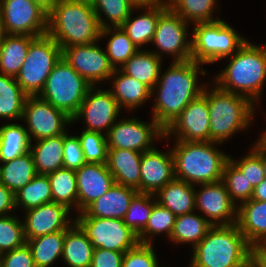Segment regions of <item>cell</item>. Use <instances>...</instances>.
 Here are the masks:
<instances>
[{"mask_svg":"<svg viewBox=\"0 0 266 267\" xmlns=\"http://www.w3.org/2000/svg\"><path fill=\"white\" fill-rule=\"evenodd\" d=\"M200 65L193 60L173 61L151 90V95L157 92L152 116L164 130L202 94L205 84L199 86L197 77L199 73L206 75V72Z\"/></svg>","mask_w":266,"mask_h":267,"instance_id":"6da1fadb","label":"cell"},{"mask_svg":"<svg viewBox=\"0 0 266 267\" xmlns=\"http://www.w3.org/2000/svg\"><path fill=\"white\" fill-rule=\"evenodd\" d=\"M101 28L92 4L58 0L47 16V34L61 47L100 40Z\"/></svg>","mask_w":266,"mask_h":267,"instance_id":"7a4b0ae2","label":"cell"},{"mask_svg":"<svg viewBox=\"0 0 266 267\" xmlns=\"http://www.w3.org/2000/svg\"><path fill=\"white\" fill-rule=\"evenodd\" d=\"M229 58V64L220 71L214 84L258 102L266 80V45L258 46L247 40Z\"/></svg>","mask_w":266,"mask_h":267,"instance_id":"3957f363","label":"cell"},{"mask_svg":"<svg viewBox=\"0 0 266 267\" xmlns=\"http://www.w3.org/2000/svg\"><path fill=\"white\" fill-rule=\"evenodd\" d=\"M251 247L237 224L212 226L193 248L189 267H250Z\"/></svg>","mask_w":266,"mask_h":267,"instance_id":"277c9868","label":"cell"},{"mask_svg":"<svg viewBox=\"0 0 266 267\" xmlns=\"http://www.w3.org/2000/svg\"><path fill=\"white\" fill-rule=\"evenodd\" d=\"M172 148L175 178L192 185L215 183L223 178L229 155L218 151L217 142L175 140Z\"/></svg>","mask_w":266,"mask_h":267,"instance_id":"5b68a950","label":"cell"},{"mask_svg":"<svg viewBox=\"0 0 266 267\" xmlns=\"http://www.w3.org/2000/svg\"><path fill=\"white\" fill-rule=\"evenodd\" d=\"M202 95L208 101L210 141L222 144L249 127L255 112V104L249 98L222 90L216 84L209 90L204 87Z\"/></svg>","mask_w":266,"mask_h":267,"instance_id":"8992f818","label":"cell"},{"mask_svg":"<svg viewBox=\"0 0 266 267\" xmlns=\"http://www.w3.org/2000/svg\"><path fill=\"white\" fill-rule=\"evenodd\" d=\"M191 60L209 64L232 56L247 40L221 20L194 24Z\"/></svg>","mask_w":266,"mask_h":267,"instance_id":"52a82bcc","label":"cell"},{"mask_svg":"<svg viewBox=\"0 0 266 267\" xmlns=\"http://www.w3.org/2000/svg\"><path fill=\"white\" fill-rule=\"evenodd\" d=\"M91 86L61 57L38 96L72 118L78 112Z\"/></svg>","mask_w":266,"mask_h":267,"instance_id":"ba28073f","label":"cell"},{"mask_svg":"<svg viewBox=\"0 0 266 267\" xmlns=\"http://www.w3.org/2000/svg\"><path fill=\"white\" fill-rule=\"evenodd\" d=\"M62 57V48L48 34L35 37L16 76L17 83L28 96L40 94L46 79Z\"/></svg>","mask_w":266,"mask_h":267,"instance_id":"9c48e42d","label":"cell"},{"mask_svg":"<svg viewBox=\"0 0 266 267\" xmlns=\"http://www.w3.org/2000/svg\"><path fill=\"white\" fill-rule=\"evenodd\" d=\"M75 223L86 234L93 248L125 253L138 243V236L124 224L123 219L76 217Z\"/></svg>","mask_w":266,"mask_h":267,"instance_id":"30bf717a","label":"cell"},{"mask_svg":"<svg viewBox=\"0 0 266 267\" xmlns=\"http://www.w3.org/2000/svg\"><path fill=\"white\" fill-rule=\"evenodd\" d=\"M22 119L27 122L26 130L31 142L32 137L37 141L65 134L68 132L66 124H72V118L68 114L38 95L26 98Z\"/></svg>","mask_w":266,"mask_h":267,"instance_id":"8fae6325","label":"cell"},{"mask_svg":"<svg viewBox=\"0 0 266 267\" xmlns=\"http://www.w3.org/2000/svg\"><path fill=\"white\" fill-rule=\"evenodd\" d=\"M169 6L159 15L156 31L152 39L158 48L155 53L162 58L161 52L174 55L173 61L191 60V39L188 37L187 24ZM188 38V40H187Z\"/></svg>","mask_w":266,"mask_h":267,"instance_id":"7c38bea8","label":"cell"},{"mask_svg":"<svg viewBox=\"0 0 266 267\" xmlns=\"http://www.w3.org/2000/svg\"><path fill=\"white\" fill-rule=\"evenodd\" d=\"M0 10L7 34H47L48 13L32 0H0Z\"/></svg>","mask_w":266,"mask_h":267,"instance_id":"4fadbf2b","label":"cell"},{"mask_svg":"<svg viewBox=\"0 0 266 267\" xmlns=\"http://www.w3.org/2000/svg\"><path fill=\"white\" fill-rule=\"evenodd\" d=\"M107 136L108 148L127 149L145 152L153 147V139H162L165 130L152 117L145 123L137 118L117 121L109 130Z\"/></svg>","mask_w":266,"mask_h":267,"instance_id":"5bb4252c","label":"cell"},{"mask_svg":"<svg viewBox=\"0 0 266 267\" xmlns=\"http://www.w3.org/2000/svg\"><path fill=\"white\" fill-rule=\"evenodd\" d=\"M96 89L91 86L80 105L78 112L72 117L75 123L79 118H83L86 122L87 131L100 132L106 130L108 134L110 128L117 122L120 108L116 99L108 90Z\"/></svg>","mask_w":266,"mask_h":267,"instance_id":"9a60e30c","label":"cell"},{"mask_svg":"<svg viewBox=\"0 0 266 267\" xmlns=\"http://www.w3.org/2000/svg\"><path fill=\"white\" fill-rule=\"evenodd\" d=\"M62 57L92 86L109 80L115 69L97 42L62 48Z\"/></svg>","mask_w":266,"mask_h":267,"instance_id":"2e32d148","label":"cell"},{"mask_svg":"<svg viewBox=\"0 0 266 267\" xmlns=\"http://www.w3.org/2000/svg\"><path fill=\"white\" fill-rule=\"evenodd\" d=\"M199 185L202 188L198 192L195 189V208L207 216L205 219L212 226L236 224L238 205L231 200L225 183Z\"/></svg>","mask_w":266,"mask_h":267,"instance_id":"e0dca14e","label":"cell"},{"mask_svg":"<svg viewBox=\"0 0 266 267\" xmlns=\"http://www.w3.org/2000/svg\"><path fill=\"white\" fill-rule=\"evenodd\" d=\"M209 120L208 101L201 94L165 129L163 139L176 134L175 139L180 141L209 142Z\"/></svg>","mask_w":266,"mask_h":267,"instance_id":"ac0fdd59","label":"cell"},{"mask_svg":"<svg viewBox=\"0 0 266 267\" xmlns=\"http://www.w3.org/2000/svg\"><path fill=\"white\" fill-rule=\"evenodd\" d=\"M69 212L70 209L65 205L53 201L27 210L23 222L26 241L50 233L66 231L75 222L71 221Z\"/></svg>","mask_w":266,"mask_h":267,"instance_id":"d6986e66","label":"cell"},{"mask_svg":"<svg viewBox=\"0 0 266 267\" xmlns=\"http://www.w3.org/2000/svg\"><path fill=\"white\" fill-rule=\"evenodd\" d=\"M167 152L154 147L142 153L140 192L156 194L175 178L172 152Z\"/></svg>","mask_w":266,"mask_h":267,"instance_id":"ffe728a7","label":"cell"},{"mask_svg":"<svg viewBox=\"0 0 266 267\" xmlns=\"http://www.w3.org/2000/svg\"><path fill=\"white\" fill-rule=\"evenodd\" d=\"M75 173L78 189V213L83 212L115 184L114 177L106 163H86Z\"/></svg>","mask_w":266,"mask_h":267,"instance_id":"44dd1931","label":"cell"},{"mask_svg":"<svg viewBox=\"0 0 266 267\" xmlns=\"http://www.w3.org/2000/svg\"><path fill=\"white\" fill-rule=\"evenodd\" d=\"M137 192L134 188L115 183L77 217L124 219L131 200Z\"/></svg>","mask_w":266,"mask_h":267,"instance_id":"7402d4cb","label":"cell"},{"mask_svg":"<svg viewBox=\"0 0 266 267\" xmlns=\"http://www.w3.org/2000/svg\"><path fill=\"white\" fill-rule=\"evenodd\" d=\"M142 153L134 150L108 148L106 165L117 184L140 192Z\"/></svg>","mask_w":266,"mask_h":267,"instance_id":"603a6c76","label":"cell"},{"mask_svg":"<svg viewBox=\"0 0 266 267\" xmlns=\"http://www.w3.org/2000/svg\"><path fill=\"white\" fill-rule=\"evenodd\" d=\"M239 230L251 246L266 243V201L250 199L237 209Z\"/></svg>","mask_w":266,"mask_h":267,"instance_id":"cb8c5ba5","label":"cell"},{"mask_svg":"<svg viewBox=\"0 0 266 267\" xmlns=\"http://www.w3.org/2000/svg\"><path fill=\"white\" fill-rule=\"evenodd\" d=\"M113 86L110 92L119 108L134 110L151 99V89L137 79L123 73L119 68L111 75Z\"/></svg>","mask_w":266,"mask_h":267,"instance_id":"d4e9b609","label":"cell"},{"mask_svg":"<svg viewBox=\"0 0 266 267\" xmlns=\"http://www.w3.org/2000/svg\"><path fill=\"white\" fill-rule=\"evenodd\" d=\"M157 202L169 209L175 216L189 214L195 208V187L183 180L174 178L156 194Z\"/></svg>","mask_w":266,"mask_h":267,"instance_id":"484cf974","label":"cell"},{"mask_svg":"<svg viewBox=\"0 0 266 267\" xmlns=\"http://www.w3.org/2000/svg\"><path fill=\"white\" fill-rule=\"evenodd\" d=\"M168 7L167 1L154 6L141 7L146 9L136 18H132V12L127 20L121 25V28L127 33L138 49L142 45L151 43L156 31L159 15Z\"/></svg>","mask_w":266,"mask_h":267,"instance_id":"4316f807","label":"cell"},{"mask_svg":"<svg viewBox=\"0 0 266 267\" xmlns=\"http://www.w3.org/2000/svg\"><path fill=\"white\" fill-rule=\"evenodd\" d=\"M30 146V153L33 157L37 174L47 175L58 169L63 168V145L64 134L43 138Z\"/></svg>","mask_w":266,"mask_h":267,"instance_id":"83f0119b","label":"cell"},{"mask_svg":"<svg viewBox=\"0 0 266 267\" xmlns=\"http://www.w3.org/2000/svg\"><path fill=\"white\" fill-rule=\"evenodd\" d=\"M93 245L82 229L74 222L66 231L62 259L68 267H90Z\"/></svg>","mask_w":266,"mask_h":267,"instance_id":"f1b7e54d","label":"cell"},{"mask_svg":"<svg viewBox=\"0 0 266 267\" xmlns=\"http://www.w3.org/2000/svg\"><path fill=\"white\" fill-rule=\"evenodd\" d=\"M162 58L153 51L138 50L119 69L138 81L147 85L151 90L156 85L161 74Z\"/></svg>","mask_w":266,"mask_h":267,"instance_id":"f546056e","label":"cell"},{"mask_svg":"<svg viewBox=\"0 0 266 267\" xmlns=\"http://www.w3.org/2000/svg\"><path fill=\"white\" fill-rule=\"evenodd\" d=\"M34 38L28 35L7 34L0 46V73L16 78Z\"/></svg>","mask_w":266,"mask_h":267,"instance_id":"4dcf8cb0","label":"cell"},{"mask_svg":"<svg viewBox=\"0 0 266 267\" xmlns=\"http://www.w3.org/2000/svg\"><path fill=\"white\" fill-rule=\"evenodd\" d=\"M37 175L30 151L0 166V183L14 194Z\"/></svg>","mask_w":266,"mask_h":267,"instance_id":"1f68e13d","label":"cell"},{"mask_svg":"<svg viewBox=\"0 0 266 267\" xmlns=\"http://www.w3.org/2000/svg\"><path fill=\"white\" fill-rule=\"evenodd\" d=\"M27 97L15 77L0 73V118L22 120Z\"/></svg>","mask_w":266,"mask_h":267,"instance_id":"d6a6232c","label":"cell"},{"mask_svg":"<svg viewBox=\"0 0 266 267\" xmlns=\"http://www.w3.org/2000/svg\"><path fill=\"white\" fill-rule=\"evenodd\" d=\"M31 141L26 128L17 123L0 127V163L11 161L30 150Z\"/></svg>","mask_w":266,"mask_h":267,"instance_id":"836d02e7","label":"cell"},{"mask_svg":"<svg viewBox=\"0 0 266 267\" xmlns=\"http://www.w3.org/2000/svg\"><path fill=\"white\" fill-rule=\"evenodd\" d=\"M212 225L195 213L176 216L174 228L169 240L174 243H192L194 248L207 234Z\"/></svg>","mask_w":266,"mask_h":267,"instance_id":"e575fe53","label":"cell"},{"mask_svg":"<svg viewBox=\"0 0 266 267\" xmlns=\"http://www.w3.org/2000/svg\"><path fill=\"white\" fill-rule=\"evenodd\" d=\"M65 231L50 233L27 240L36 267H49L62 257Z\"/></svg>","mask_w":266,"mask_h":267,"instance_id":"d590c367","label":"cell"},{"mask_svg":"<svg viewBox=\"0 0 266 267\" xmlns=\"http://www.w3.org/2000/svg\"><path fill=\"white\" fill-rule=\"evenodd\" d=\"M52 192V201L65 205L71 210L72 206L78 209V189L76 173L73 170L61 168L47 174Z\"/></svg>","mask_w":266,"mask_h":267,"instance_id":"8d00e7d4","label":"cell"},{"mask_svg":"<svg viewBox=\"0 0 266 267\" xmlns=\"http://www.w3.org/2000/svg\"><path fill=\"white\" fill-rule=\"evenodd\" d=\"M111 34L113 35L111 36ZM106 35L111 36L107 42L106 55L114 69H118V66L121 67L139 50L121 26L101 29L100 39L107 37Z\"/></svg>","mask_w":266,"mask_h":267,"instance_id":"74e56055","label":"cell"},{"mask_svg":"<svg viewBox=\"0 0 266 267\" xmlns=\"http://www.w3.org/2000/svg\"><path fill=\"white\" fill-rule=\"evenodd\" d=\"M52 202L51 184L47 175L37 174L27 185L15 193V206L26 211Z\"/></svg>","mask_w":266,"mask_h":267,"instance_id":"f35d334b","label":"cell"},{"mask_svg":"<svg viewBox=\"0 0 266 267\" xmlns=\"http://www.w3.org/2000/svg\"><path fill=\"white\" fill-rule=\"evenodd\" d=\"M168 6L185 22L204 23L220 20L213 19L217 0H166Z\"/></svg>","mask_w":266,"mask_h":267,"instance_id":"ab89813d","label":"cell"},{"mask_svg":"<svg viewBox=\"0 0 266 267\" xmlns=\"http://www.w3.org/2000/svg\"><path fill=\"white\" fill-rule=\"evenodd\" d=\"M92 7L97 14L101 29L119 27L127 20L131 12L141 9V7H135L129 0H94ZM101 14L105 15L110 23H106Z\"/></svg>","mask_w":266,"mask_h":267,"instance_id":"60d3db41","label":"cell"},{"mask_svg":"<svg viewBox=\"0 0 266 267\" xmlns=\"http://www.w3.org/2000/svg\"><path fill=\"white\" fill-rule=\"evenodd\" d=\"M155 194L137 192L130 203L124 217V224L129 227L137 236L145 229L153 206L157 203L154 200Z\"/></svg>","mask_w":266,"mask_h":267,"instance_id":"b9f144b4","label":"cell"},{"mask_svg":"<svg viewBox=\"0 0 266 267\" xmlns=\"http://www.w3.org/2000/svg\"><path fill=\"white\" fill-rule=\"evenodd\" d=\"M176 216L167 208L161 206L158 202L153 206L151 216L145 229L138 235L139 243L152 244V237L156 234L165 233L170 239ZM155 234V235H154Z\"/></svg>","mask_w":266,"mask_h":267,"instance_id":"7bdbcfd3","label":"cell"},{"mask_svg":"<svg viewBox=\"0 0 266 267\" xmlns=\"http://www.w3.org/2000/svg\"><path fill=\"white\" fill-rule=\"evenodd\" d=\"M222 181L235 204L238 201L242 204L251 199L254 187L230 160L225 163Z\"/></svg>","mask_w":266,"mask_h":267,"instance_id":"ee69618b","label":"cell"},{"mask_svg":"<svg viewBox=\"0 0 266 267\" xmlns=\"http://www.w3.org/2000/svg\"><path fill=\"white\" fill-rule=\"evenodd\" d=\"M27 243L23 222L15 215L0 216V253H6Z\"/></svg>","mask_w":266,"mask_h":267,"instance_id":"f6af8a7d","label":"cell"},{"mask_svg":"<svg viewBox=\"0 0 266 267\" xmlns=\"http://www.w3.org/2000/svg\"><path fill=\"white\" fill-rule=\"evenodd\" d=\"M86 163H102L107 161V136L100 132L83 130L78 136Z\"/></svg>","mask_w":266,"mask_h":267,"instance_id":"bcb514c9","label":"cell"},{"mask_svg":"<svg viewBox=\"0 0 266 267\" xmlns=\"http://www.w3.org/2000/svg\"><path fill=\"white\" fill-rule=\"evenodd\" d=\"M252 151V152H251ZM248 155L235 161L229 155V160L241 171L253 187L259 185L265 178L261 157L252 149Z\"/></svg>","mask_w":266,"mask_h":267,"instance_id":"7dc6e473","label":"cell"},{"mask_svg":"<svg viewBox=\"0 0 266 267\" xmlns=\"http://www.w3.org/2000/svg\"><path fill=\"white\" fill-rule=\"evenodd\" d=\"M153 244L138 243L124 253L122 267H159Z\"/></svg>","mask_w":266,"mask_h":267,"instance_id":"c3c4849f","label":"cell"},{"mask_svg":"<svg viewBox=\"0 0 266 267\" xmlns=\"http://www.w3.org/2000/svg\"><path fill=\"white\" fill-rule=\"evenodd\" d=\"M86 164L78 136L64 134L63 168L77 171Z\"/></svg>","mask_w":266,"mask_h":267,"instance_id":"681fc988","label":"cell"},{"mask_svg":"<svg viewBox=\"0 0 266 267\" xmlns=\"http://www.w3.org/2000/svg\"><path fill=\"white\" fill-rule=\"evenodd\" d=\"M0 264L1 267H36L27 243L22 247L1 254Z\"/></svg>","mask_w":266,"mask_h":267,"instance_id":"f907efd6","label":"cell"},{"mask_svg":"<svg viewBox=\"0 0 266 267\" xmlns=\"http://www.w3.org/2000/svg\"><path fill=\"white\" fill-rule=\"evenodd\" d=\"M124 253L96 248L90 267H122Z\"/></svg>","mask_w":266,"mask_h":267,"instance_id":"816d5d0a","label":"cell"},{"mask_svg":"<svg viewBox=\"0 0 266 267\" xmlns=\"http://www.w3.org/2000/svg\"><path fill=\"white\" fill-rule=\"evenodd\" d=\"M13 210H16L15 194L0 183V216H4Z\"/></svg>","mask_w":266,"mask_h":267,"instance_id":"f5cc1de1","label":"cell"},{"mask_svg":"<svg viewBox=\"0 0 266 267\" xmlns=\"http://www.w3.org/2000/svg\"><path fill=\"white\" fill-rule=\"evenodd\" d=\"M250 267H266V245L259 244L251 247Z\"/></svg>","mask_w":266,"mask_h":267,"instance_id":"db71d44e","label":"cell"},{"mask_svg":"<svg viewBox=\"0 0 266 267\" xmlns=\"http://www.w3.org/2000/svg\"><path fill=\"white\" fill-rule=\"evenodd\" d=\"M252 149L261 157L266 176V140L261 136Z\"/></svg>","mask_w":266,"mask_h":267,"instance_id":"11a10c76","label":"cell"},{"mask_svg":"<svg viewBox=\"0 0 266 267\" xmlns=\"http://www.w3.org/2000/svg\"><path fill=\"white\" fill-rule=\"evenodd\" d=\"M252 200L266 201V178L253 188Z\"/></svg>","mask_w":266,"mask_h":267,"instance_id":"9f6ffc18","label":"cell"},{"mask_svg":"<svg viewBox=\"0 0 266 267\" xmlns=\"http://www.w3.org/2000/svg\"><path fill=\"white\" fill-rule=\"evenodd\" d=\"M135 7L154 6L165 3L166 0H129Z\"/></svg>","mask_w":266,"mask_h":267,"instance_id":"6f0895ef","label":"cell"},{"mask_svg":"<svg viewBox=\"0 0 266 267\" xmlns=\"http://www.w3.org/2000/svg\"><path fill=\"white\" fill-rule=\"evenodd\" d=\"M37 3L42 9L47 13L53 8V6L58 2V0H32Z\"/></svg>","mask_w":266,"mask_h":267,"instance_id":"680465c9","label":"cell"},{"mask_svg":"<svg viewBox=\"0 0 266 267\" xmlns=\"http://www.w3.org/2000/svg\"><path fill=\"white\" fill-rule=\"evenodd\" d=\"M6 36H7V32L4 28L2 12L0 10V46L3 44V41H4Z\"/></svg>","mask_w":266,"mask_h":267,"instance_id":"91938a15","label":"cell"},{"mask_svg":"<svg viewBox=\"0 0 266 267\" xmlns=\"http://www.w3.org/2000/svg\"><path fill=\"white\" fill-rule=\"evenodd\" d=\"M71 1H74V2H85V3H89V4H92L94 2V0H71Z\"/></svg>","mask_w":266,"mask_h":267,"instance_id":"94428289","label":"cell"},{"mask_svg":"<svg viewBox=\"0 0 266 267\" xmlns=\"http://www.w3.org/2000/svg\"><path fill=\"white\" fill-rule=\"evenodd\" d=\"M261 136L266 140V131Z\"/></svg>","mask_w":266,"mask_h":267,"instance_id":"6125c7cd","label":"cell"}]
</instances>
